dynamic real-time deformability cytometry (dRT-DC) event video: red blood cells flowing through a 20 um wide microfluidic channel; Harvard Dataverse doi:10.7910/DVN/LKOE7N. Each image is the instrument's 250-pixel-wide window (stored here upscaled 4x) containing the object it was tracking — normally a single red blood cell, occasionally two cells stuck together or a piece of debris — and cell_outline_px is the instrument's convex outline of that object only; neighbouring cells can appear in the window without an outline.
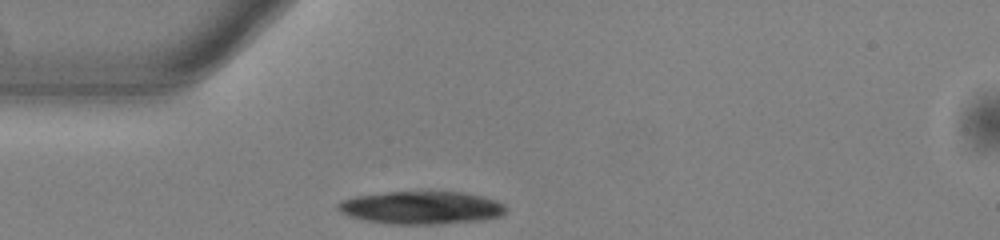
{"species": "common noctule bat (a hibernating species)", "species_latin": "Nyctalus noctula", "temperature_condition": "warm", "stored_images_in_passage": 40, "camera_frame_rate_fps": 3000, "um_per_image_px": 0.085, "animal": {"sex": "male", "body_mass_g": 13.0, "forearm_length_mm": 53.1}, "frame": {"image": 1, "passage_image": 1, "time_ms": 0.0, "image_size_px": [1000, 240], "cell_outline_px": [[508, 212], [500, 216], [480, 220], [432, 224], [392, 224], [368, 220], [348, 216], [340, 212], [336, 208], [336, 204], [340, 200], [352, 196], [388, 192], [432, 188], [464, 192], [496, 200], [504, 204], [508, 208]], "centroid_in_image_um": [35.81, 17.6], "position_along_channel_um": 49.2, "area_um2": 33.29}}